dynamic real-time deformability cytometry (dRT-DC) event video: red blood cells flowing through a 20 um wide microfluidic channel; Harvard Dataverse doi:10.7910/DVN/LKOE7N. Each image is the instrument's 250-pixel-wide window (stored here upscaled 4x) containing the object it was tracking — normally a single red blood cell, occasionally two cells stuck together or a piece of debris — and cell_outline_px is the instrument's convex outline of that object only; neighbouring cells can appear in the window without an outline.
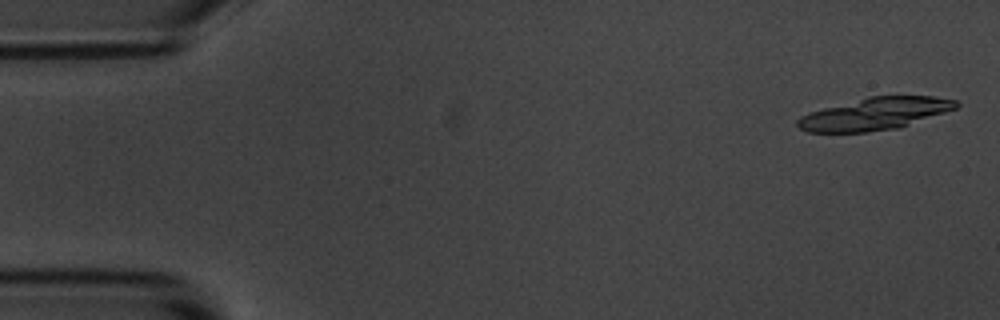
{"species": "common noctule bat (a hibernating species)", "species_latin": "Nyctalus noctula", "temperature_condition": "room temperature", "stored_images_in_passage": 6, "camera_frame_rate_fps": 3000, "um_per_image_px": 0.085, "animal": {"sex": "male", "body_mass_g": 20.1, "forearm_length_mm": 53.5}, "frame": {"image": 1, "passage_image": 1, "time_ms": 0.0, "image_size_px": [1000, 320], "cell_outline_px": [[960, 104], [956, 108], [900, 128], [864, 132], [808, 132], [800, 128], [796, 124], [796, 120], [800, 116], [808, 112], [868, 96], [932, 96], [956, 100]], "centroid_in_image_um": [74.34, 9.67], "position_along_channel_um": 10.7, "area_um2": 29.77}}